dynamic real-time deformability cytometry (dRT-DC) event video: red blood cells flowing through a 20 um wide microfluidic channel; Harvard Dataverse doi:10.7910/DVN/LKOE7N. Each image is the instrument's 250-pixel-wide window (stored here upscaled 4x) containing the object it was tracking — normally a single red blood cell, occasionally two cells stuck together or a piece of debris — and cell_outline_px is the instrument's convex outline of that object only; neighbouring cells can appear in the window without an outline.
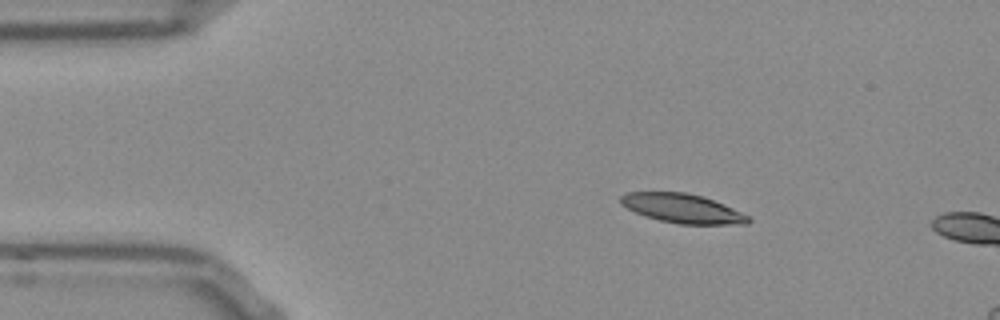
{"species": "Egyptian fruit bat (a non-hibernating species)", "species_latin": "Rousettus aegyptiacus", "temperature_condition": "room temperature", "stored_images_in_passage": 4, "camera_frame_rate_fps": 3000, "um_per_image_px": 0.085, "frame": {"image": 1, "passage_image": 1, "time_ms": 0.0, "image_size_px": [1000, 320], "cell_outline_px": [[752, 220], [748, 224], [680, 224], [660, 220], [636, 212], [620, 204], [620, 196], [628, 192], [684, 192], [704, 196], [724, 204], [748, 216]], "centroid_in_image_um": [58.02, 17.71], "position_along_channel_um": 27.0, "area_um2": 21.5}}